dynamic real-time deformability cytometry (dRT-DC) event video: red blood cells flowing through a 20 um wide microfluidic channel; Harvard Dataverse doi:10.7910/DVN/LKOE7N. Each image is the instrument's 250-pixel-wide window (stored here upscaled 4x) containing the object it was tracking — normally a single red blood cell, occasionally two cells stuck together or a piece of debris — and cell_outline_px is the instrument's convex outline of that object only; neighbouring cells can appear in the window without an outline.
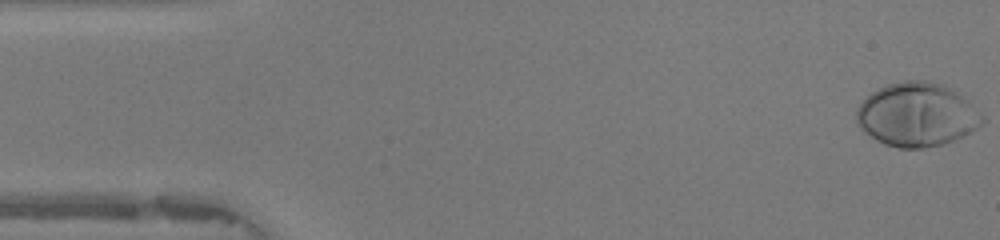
{"species": "human", "species_latin": "Homo sapiens", "temperature_condition": "warm", "stored_images_in_passage": 48, "camera_frame_rate_fps": 3000, "um_per_image_px": 0.085, "donor": {"sex": "female"}, "frame": {"image": 1, "passage_image": 1, "time_ms": 0.0, "image_size_px": [1000, 240], "cell_outline_px": [[984, 120], [976, 128], [944, 144], [924, 148], [900, 148], [884, 144], [876, 140], [856, 120], [856, 108], [872, 92], [888, 84], [904, 80], [924, 80], [944, 84], [952, 88], [984, 116]], "centroid_in_image_um": [77.94, 9.73], "position_along_channel_um": 7.1, "area_um2": 46.07}}
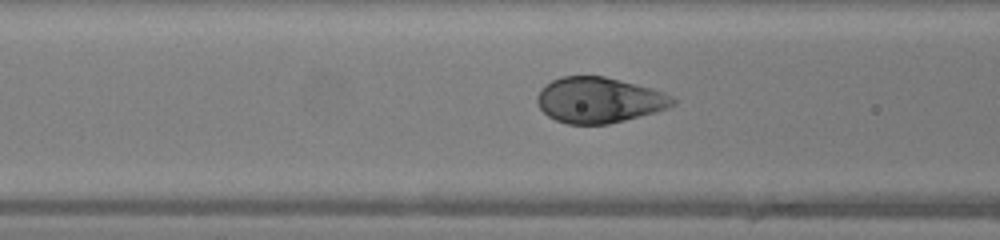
{"frame": {"image": 2, "passage_image": 18, "time_ms": 5.667, "image_size_px": [1000, 240], "cell_outline_px": [[676, 104], [656, 112], [608, 124], [568, 124], [556, 120], [548, 116], [540, 108], [536, 100], [536, 96], [540, 88], [544, 84], [560, 76], [604, 76], [652, 88], [664, 92], [672, 96], [676, 100]], "centroid_in_image_um": [50.9, 8.5], "position_along_channel_um": 115.7, "area_um2": 36.18}}
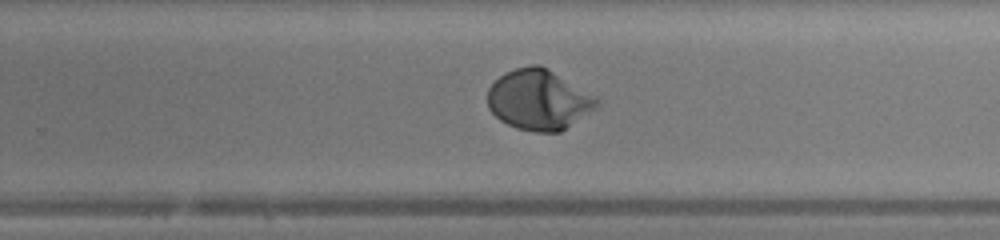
{"frame": {"image": 3, "passage_image": 30, "time_ms": 9.667, "image_size_px": [1000, 240], "cell_outline_px": [[600, 104], [596, 108], [560, 132], [536, 132], [516, 128], [500, 120], [488, 108], [488, 88], [504, 72], [516, 68], [532, 64], [540, 64], [548, 68], [600, 96]], "centroid_in_image_um": [45.85, 8.46], "position_along_channel_um": 284.0, "area_um2": 38.9}, "authors_computed_cell_mechanics": {"area_um2": 38.148, "velocity_mm_per_s": 4.2171, "shape_relaxation_time_tau1_ms": 2.2867, "shape_relaxation_time_tau2_ms": null, "deformation_change_tau1": 0.1944, "deformation_change_tau2": null}}